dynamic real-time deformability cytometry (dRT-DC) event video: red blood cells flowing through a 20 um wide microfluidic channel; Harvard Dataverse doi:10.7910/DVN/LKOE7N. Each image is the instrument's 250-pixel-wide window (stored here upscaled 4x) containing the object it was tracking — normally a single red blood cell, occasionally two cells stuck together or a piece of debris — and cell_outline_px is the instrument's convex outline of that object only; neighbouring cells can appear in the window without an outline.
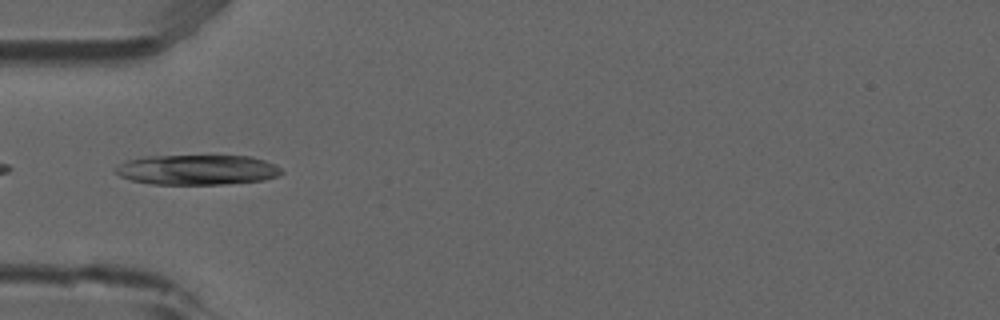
{"species": "common noctule bat (a hibernating species)", "species_latin": "Nyctalus noctula", "temperature_condition": "room temperature", "stored_images_in_passage": 6, "camera_frame_rate_fps": 3000, "um_per_image_px": 0.085, "animal": {"sex": "male", "forearm_length_mm": 52.5}, "frame": {"image": 1, "passage_image": 5, "time_ms": 1.333, "image_size_px": [1000, 320], "cell_outline_px": [[284, 172], [276, 176], [264, 180], [224, 184], [152, 184], [132, 180], [120, 176], [116, 172], [116, 168], [120, 164], [128, 160], [144, 156], [252, 156], [276, 164]], "centroid_in_image_um": [16.8, 14.43], "position_along_channel_um": 68.2, "area_um2": 28.96}}
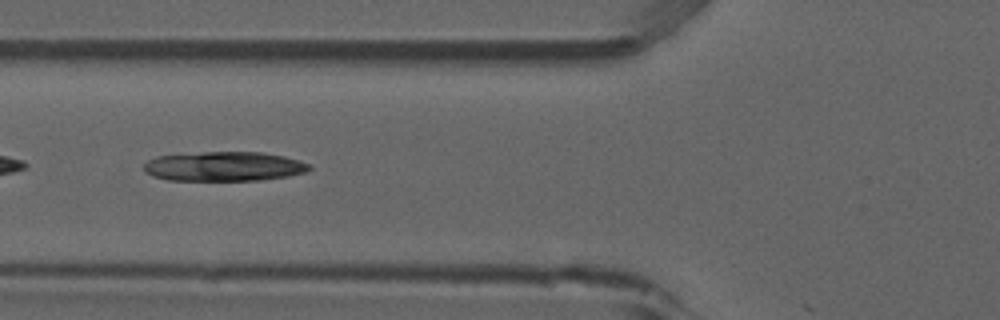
{"frame": {"image": 2, "passage_image": 6, "time_ms": 1.667, "image_size_px": [1000, 320], "cell_outline_px": [[312, 168], [304, 172], [288, 176], [260, 180], [168, 180], [152, 176], [144, 172], [144, 164], [148, 160], [156, 156], [204, 152], [260, 152], [284, 156], [308, 164]], "centroid_in_image_um": [18.99, 14.14], "position_along_channel_um": 106.8, "area_um2": 28.26}}